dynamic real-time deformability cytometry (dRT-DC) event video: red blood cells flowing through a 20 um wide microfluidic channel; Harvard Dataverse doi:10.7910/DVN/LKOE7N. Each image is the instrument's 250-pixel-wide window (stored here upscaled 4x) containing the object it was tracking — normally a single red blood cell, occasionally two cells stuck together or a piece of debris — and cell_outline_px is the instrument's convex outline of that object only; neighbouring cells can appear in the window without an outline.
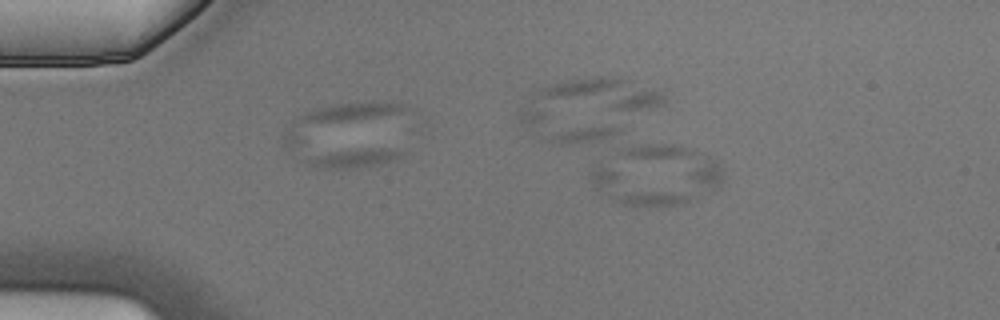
{"species": "Egyptian fruit bat (a non-hibernating species)", "species_latin": "Rousettus aegyptiacus", "temperature_condition": "cold", "stored_images_in_passage": 3, "camera_frame_rate_fps": 3000, "um_per_image_px": 0.085, "animal": {"sex": "male"}, "frame": {"image": 1, "passage_image": 2, "time_ms": 0.333, "image_size_px": [1000, 320], "cell_outline_px": [[688, 200], [684, 204], [616, 204], [596, 188], [588, 176], [588, 172], [592, 168], [600, 164], [688, 196]], "centroid_in_image_um": [53.7, 16.02], "position_along_channel_um": 31.3, "area_um2": 15.95}}